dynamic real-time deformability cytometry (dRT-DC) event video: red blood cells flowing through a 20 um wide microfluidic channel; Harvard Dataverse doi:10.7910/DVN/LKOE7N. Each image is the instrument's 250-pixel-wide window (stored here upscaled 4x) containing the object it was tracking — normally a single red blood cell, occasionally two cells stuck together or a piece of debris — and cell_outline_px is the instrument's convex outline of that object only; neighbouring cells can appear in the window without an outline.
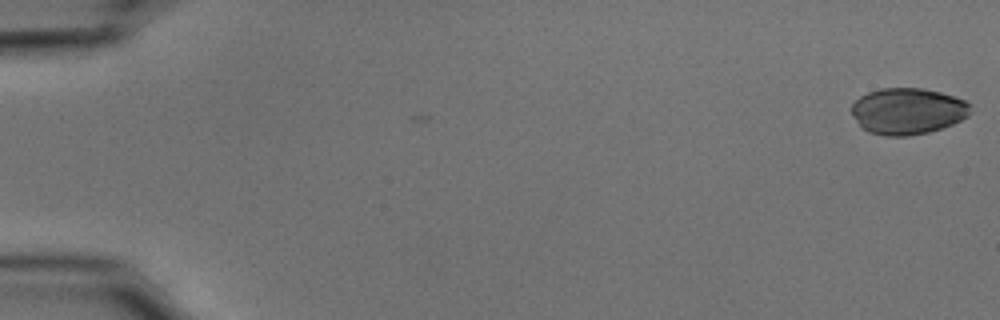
{"species": "common noctule bat (a hibernating species)", "species_latin": "Nyctalus noctula", "temperature_condition": "cold", "stored_images_in_passage": 3, "camera_frame_rate_fps": 3000, "um_per_image_px": 0.085, "animal": {"sex": "male", "body_mass_g": 15.6}, "frame": {"image": 1, "passage_image": 1, "time_ms": 0.0, "image_size_px": [1000, 320], "cell_outline_px": [[972, 112], [968, 116], [952, 124], [928, 132], [908, 136], [884, 136], [868, 132], [856, 120], [852, 112], [852, 104], [860, 96], [868, 92], [880, 88], [924, 88], [940, 92], [964, 100], [972, 104]], "centroid_in_image_um": [77.18, 9.44], "position_along_channel_um": 7.8, "area_um2": 32.14}}